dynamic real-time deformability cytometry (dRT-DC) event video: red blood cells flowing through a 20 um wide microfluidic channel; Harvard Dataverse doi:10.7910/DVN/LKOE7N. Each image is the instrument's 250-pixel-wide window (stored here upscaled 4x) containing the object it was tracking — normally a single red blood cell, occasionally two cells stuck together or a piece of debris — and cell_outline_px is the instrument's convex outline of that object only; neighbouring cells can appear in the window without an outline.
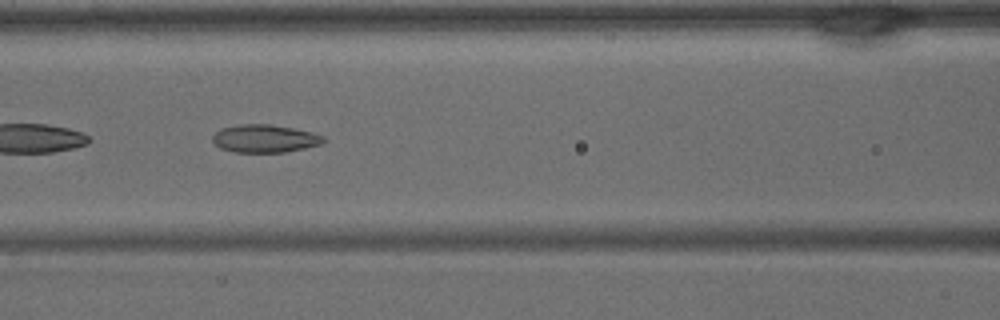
{"species": "common noctule bat (a hibernating species)", "species_latin": "Nyctalus noctula", "temperature_condition": "warm", "stored_images_in_passage": 27, "camera_frame_rate_fps": 3000, "um_per_image_px": 0.085, "animal": {"sex": "male", "body_mass_g": 15.6}, "frame": {"image": 1, "passage_image": 11, "time_ms": 3.333, "image_size_px": [1000, 320], "cell_outline_px": [[328, 140], [320, 144], [304, 148], [284, 152], [232, 152], [220, 148], [212, 140], [212, 136], [220, 128], [240, 124], [272, 124], [312, 132], [324, 136]], "centroid_in_image_um": [22.5, 11.77], "position_along_channel_um": 144.1, "area_um2": 18.09}}